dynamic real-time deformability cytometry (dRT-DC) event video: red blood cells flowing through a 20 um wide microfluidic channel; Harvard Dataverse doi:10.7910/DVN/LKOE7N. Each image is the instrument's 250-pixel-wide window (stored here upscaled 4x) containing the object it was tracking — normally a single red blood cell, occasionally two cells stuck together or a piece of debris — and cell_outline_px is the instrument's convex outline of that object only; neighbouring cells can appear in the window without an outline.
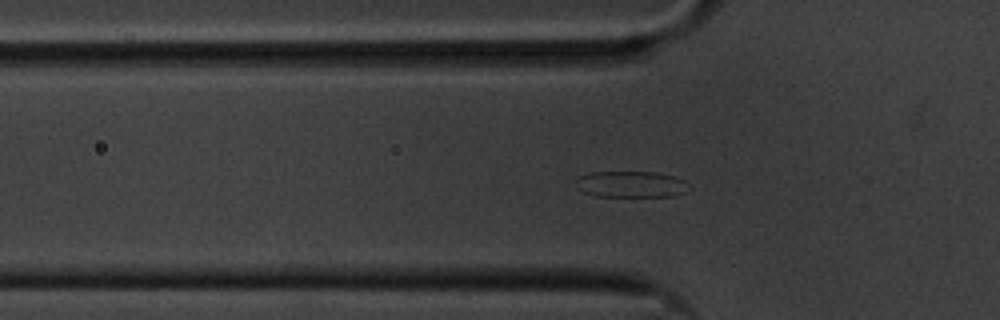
{"species": "common noctule bat (a hibernating species)", "species_latin": "Nyctalus noctula", "temperature_condition": "cold", "stored_images_in_passage": 43, "camera_frame_rate_fps": 3000, "um_per_image_px": 0.085, "animal": {"sex": "male", "body_mass_g": 20.1, "forearm_length_mm": 53.5}, "frame": {"image": 1, "passage_image": 2, "time_ms": 0.333, "image_size_px": [1000, 320], "cell_outline_px": [[692, 188], [684, 192], [672, 196], [596, 196], [584, 192], [576, 188], [576, 180], [580, 176], [588, 172], [656, 172], [672, 176], [684, 180]], "centroid_in_image_um": [53.63, 15.66], "position_along_channel_um": 72.2, "area_um2": 17.34}}
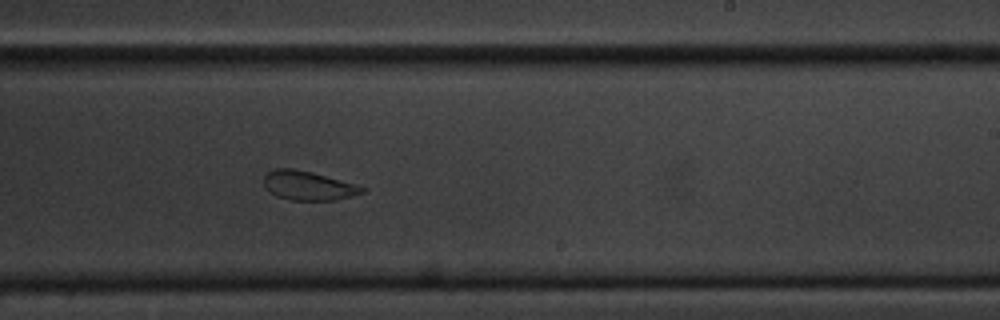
{"frame": {"image": 2, "passage_image": 19, "time_ms": 6.0, "image_size_px": [1000, 320], "cell_outline_px": [[368, 188], [364, 192], [352, 196], [336, 200], [292, 200], [276, 196], [268, 192], [264, 184], [264, 176], [268, 172], [276, 168], [292, 168], [312, 172]], "centroid_in_image_um": [26.18, 15.78], "position_along_channel_um": 262.8, "area_um2": 16.65}}
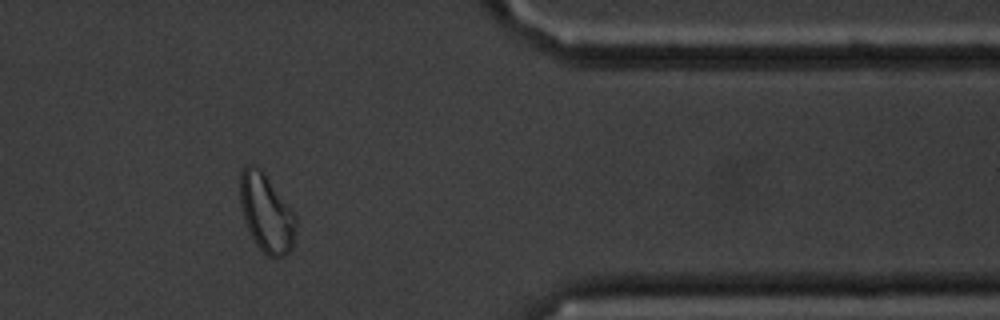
{"frame": {"image": 3, "passage_image": 32, "time_ms": 10.333, "image_size_px": [1000, 320], "cell_outline_px": [[296, 224], [292, 248], [284, 256], [268, 256], [256, 244], [244, 220], [240, 204], [240, 172], [248, 164], [256, 164], [264, 172], [296, 216]], "centroid_in_image_um": [22.62, 18.07], "position_along_channel_um": 388.8, "area_um2": 25.14}, "authors_computed_cell_mechanics": {"area_um2": 18.0336, "velocity_mm_per_s": 3.3557, "shape_relaxation_time_tau1_ms": 3.3606, "shape_relaxation_time_tau2_ms": 2.2954, "deformation_change_tau1": 0.1025, "deformation_change_tau2": 0.0761}}